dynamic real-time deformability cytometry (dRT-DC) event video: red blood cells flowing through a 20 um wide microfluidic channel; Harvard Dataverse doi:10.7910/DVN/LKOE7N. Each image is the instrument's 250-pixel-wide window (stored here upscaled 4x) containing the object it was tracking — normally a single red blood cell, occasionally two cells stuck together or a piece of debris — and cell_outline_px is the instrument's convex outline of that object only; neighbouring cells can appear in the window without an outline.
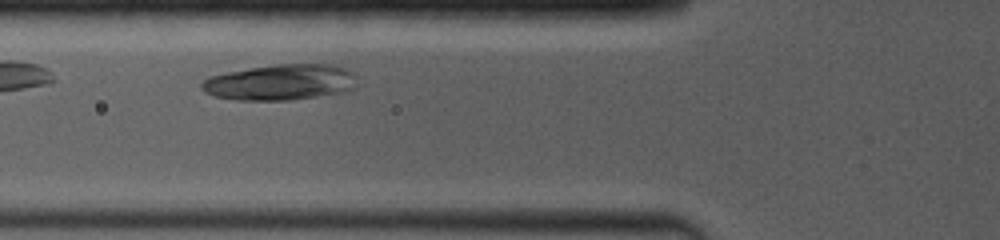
{"species": "common noctule bat (a hibernating species)", "species_latin": "Nyctalus noctula", "temperature_condition": "room temperature", "stored_images_in_passage": 12, "camera_frame_rate_fps": 4000, "um_per_image_px": 0.085, "animal": {"sex": "female", "body_mass_g": 19.0, "forearm_length_mm": 53.3}, "frame": {"image": 1, "passage_image": 8, "time_ms": 1.5, "image_size_px": [1000, 240], "cell_outline_px": [[352, 88], [348, 92], [292, 100], [236, 100], [212, 96], [204, 92], [200, 88], [200, 84], [204, 80], [212, 76], [228, 72], [276, 64], [332, 64], [344, 68], [352, 76]], "centroid_in_image_um": [23.77, 7.01], "position_along_channel_um": 102.0, "area_um2": 32.14}}